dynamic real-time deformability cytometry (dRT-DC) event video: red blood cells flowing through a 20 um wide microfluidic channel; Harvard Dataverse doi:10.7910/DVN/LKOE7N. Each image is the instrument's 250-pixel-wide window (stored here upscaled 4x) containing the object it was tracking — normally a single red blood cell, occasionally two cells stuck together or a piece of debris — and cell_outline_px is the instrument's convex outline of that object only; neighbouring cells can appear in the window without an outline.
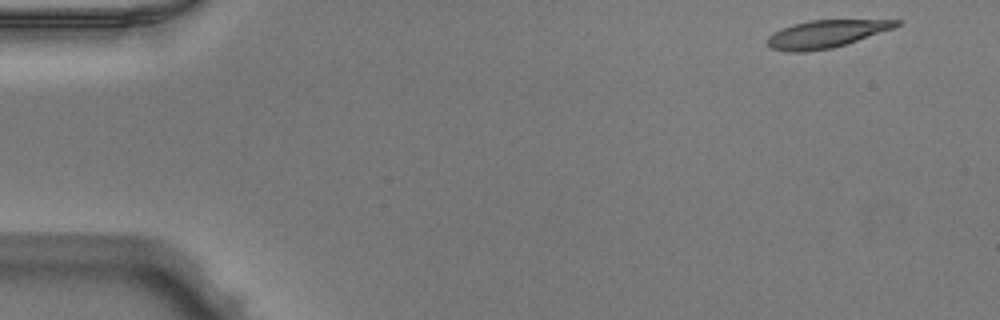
{"species": "Egyptian fruit bat (a non-hibernating species)", "species_latin": "Rousettus aegyptiacus", "temperature_condition": "warm", "stored_images_in_passage": 48, "camera_frame_rate_fps": 3000, "um_per_image_px": 0.085, "animal": {"sex": "male"}, "frame": {"image": 1, "passage_image": 1, "time_ms": 0.0, "image_size_px": [1000, 320], "cell_outline_px": [[900, 24], [892, 28], [832, 48], [804, 52], [788, 52], [772, 48], [768, 44], [768, 36], [772, 32], [792, 24], [808, 20], [900, 20]], "centroid_in_image_um": [70.13, 2.88], "position_along_channel_um": 14.9, "area_um2": 20.35}}
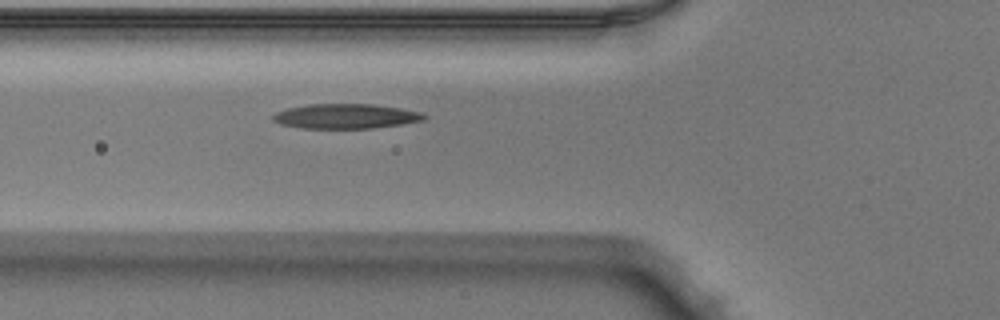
{"frame": {"image": 2, "passage_image": 16, "time_ms": 5.0, "image_size_px": [1000, 320], "cell_outline_px": [[428, 116], [424, 120], [400, 124], [372, 128], [300, 128], [280, 124], [272, 120], [272, 116], [276, 112], [288, 108], [308, 104], [372, 104], [400, 108], [420, 112]], "centroid_in_image_um": [29.36, 9.88], "position_along_channel_um": 96.4, "area_um2": 21.73}}
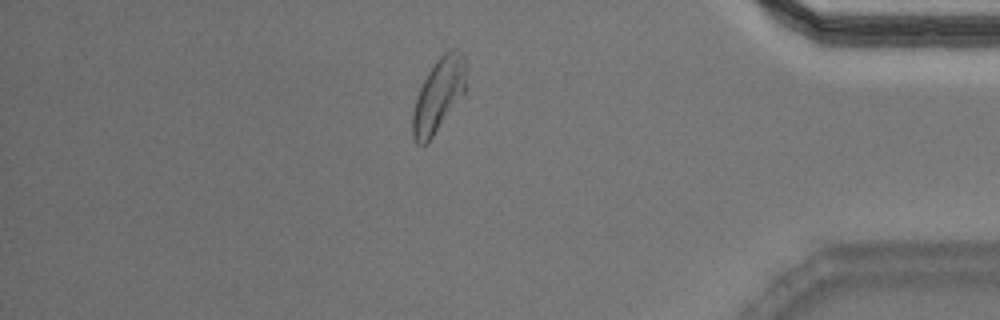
{"frame": {"image": 3, "passage_image": 41, "time_ms": 13.333, "image_size_px": [1000, 320], "cell_outline_px": [[464, 92], [432, 136], [424, 144], [416, 144], [412, 136], [412, 112], [416, 96], [428, 72], [436, 60], [444, 52], [452, 48], [460, 52], [464, 56]], "centroid_in_image_um": [37.22, 8.07], "position_along_channel_um": 398.0, "area_um2": 22.14}, "authors_computed_cell_mechanics": {"area_um2": 21.7906, "velocity_mm_per_s": 3.9933, "shape_relaxation_time_tau1_ms": 4.6343, "shape_relaxation_time_tau2_ms": 3.9563, "deformation_change_tau1": 0.1767, "deformation_change_tau2": 0.1245}}